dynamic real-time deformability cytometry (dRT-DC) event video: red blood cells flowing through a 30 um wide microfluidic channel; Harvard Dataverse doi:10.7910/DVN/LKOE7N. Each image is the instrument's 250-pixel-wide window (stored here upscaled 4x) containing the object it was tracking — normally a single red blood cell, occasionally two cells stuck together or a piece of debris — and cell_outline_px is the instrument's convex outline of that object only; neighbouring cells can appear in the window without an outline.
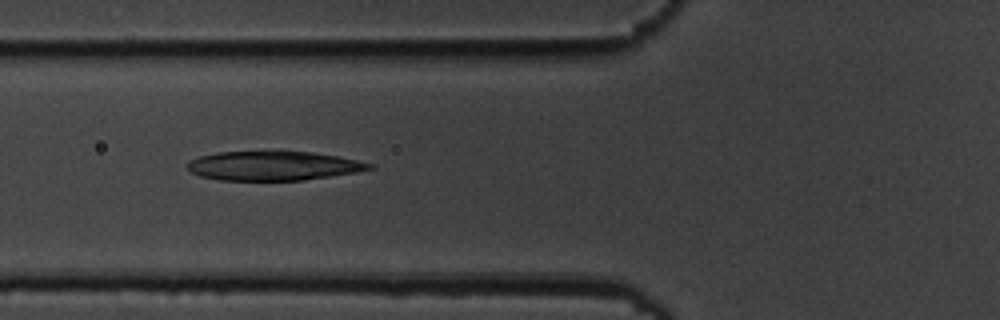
{"species": "common noctule bat (a hibernating species)", "species_latin": "Nyctalus noctula", "temperature_condition": "cold", "stored_images_in_passage": 5, "camera_frame_rate_fps": 3000, "um_per_image_px": 0.085, "animal": {"sex": "male", "body_mass_g": 19.5, "forearm_length_mm": 54.6}, "frame": {"image": 1, "passage_image": 4, "time_ms": 4.333, "image_size_px": [1000, 320], "cell_outline_px": [[376, 168], [356, 172], [304, 180], [220, 180], [200, 176], [192, 172], [184, 164], [188, 160], [200, 156], [216, 152], [312, 152], [336, 156], [376, 164]], "centroid_in_image_um": [23.22, 14.1], "position_along_channel_um": 102.6, "area_um2": 30.87}}
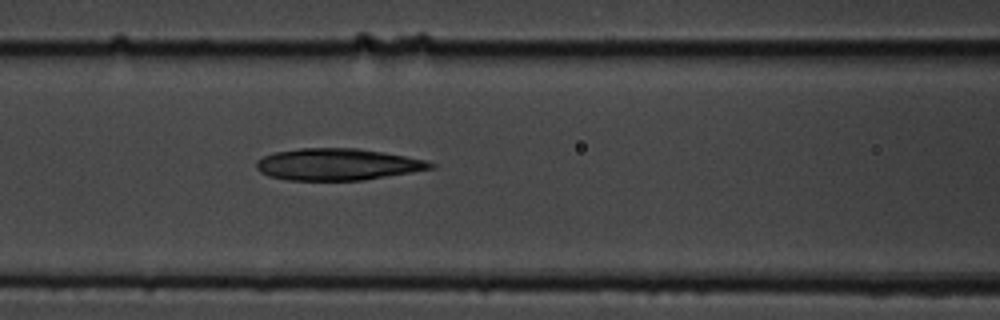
{"frame": {"image": 2, "passage_image": 5, "time_ms": 5.333, "image_size_px": [1000, 320], "cell_outline_px": [[436, 168], [364, 180], [288, 180], [268, 176], [260, 172], [256, 168], [256, 160], [264, 156], [276, 152], [300, 148], [356, 148], [404, 156], [424, 160], [436, 164]], "centroid_in_image_um": [28.67, 13.98], "position_along_channel_um": 137.9, "area_um2": 32.08}}